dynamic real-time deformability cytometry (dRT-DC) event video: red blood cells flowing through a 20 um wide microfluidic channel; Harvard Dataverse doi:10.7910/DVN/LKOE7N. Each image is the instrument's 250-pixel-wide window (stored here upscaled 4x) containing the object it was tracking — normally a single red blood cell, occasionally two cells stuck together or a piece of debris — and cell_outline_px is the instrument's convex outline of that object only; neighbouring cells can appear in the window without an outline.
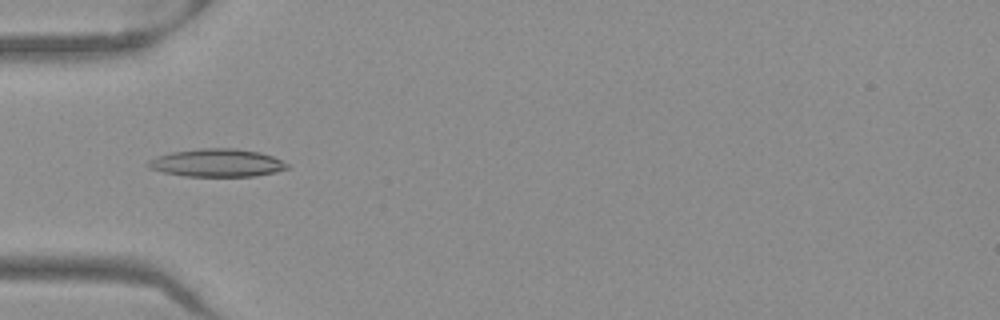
{"species": "Egyptian fruit bat (a non-hibernating species)", "species_latin": "Rousettus aegyptiacus", "temperature_condition": "warm", "stored_images_in_passage": 52, "camera_frame_rate_fps": 3000, "um_per_image_px": 0.085, "frame": {"image": 1, "passage_image": 17, "time_ms": 5.333, "image_size_px": [1000, 320], "cell_outline_px": [[288, 168], [276, 172], [256, 176], [184, 176], [164, 172], [148, 168], [144, 164], [148, 160], [156, 156], [172, 152], [200, 148], [236, 148], [260, 152], [272, 156], [288, 164]], "centroid_in_image_um": [18.41, 13.84], "position_along_channel_um": 66.6, "area_um2": 22.72}}
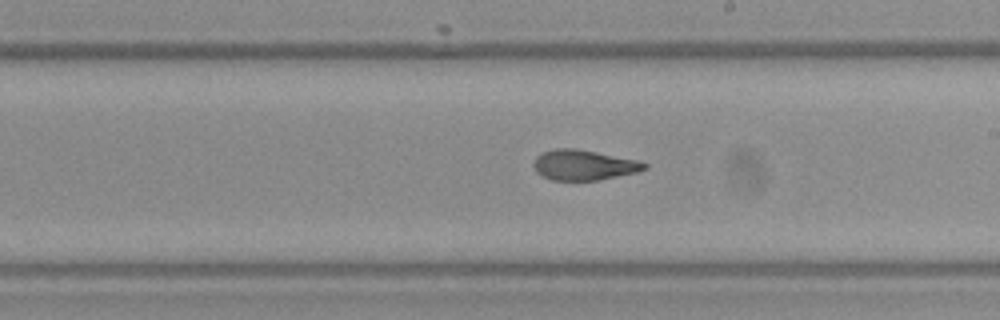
{"frame": {"image": 2, "passage_image": 30, "time_ms": 9.667, "image_size_px": [1000, 320], "cell_outline_px": [[648, 168], [636, 172], [596, 180], [552, 180], [536, 172], [532, 164], [536, 156], [544, 152], [556, 148], [576, 148], [636, 160], [648, 164]], "centroid_in_image_um": [49.59, 14.02], "position_along_channel_um": 239.4, "area_um2": 19.31}}
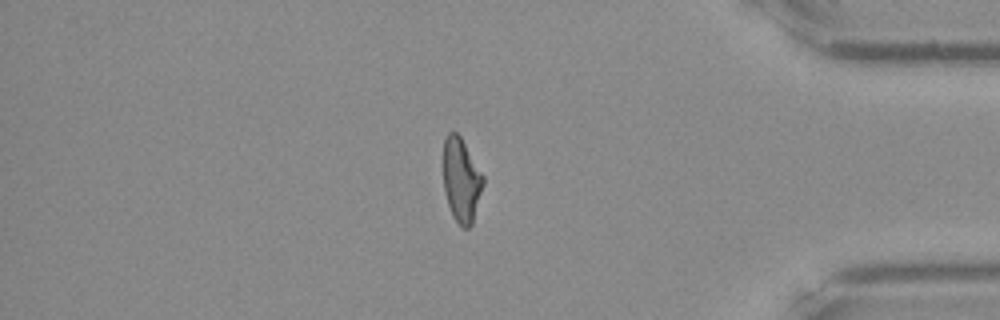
{"frame": {"image": 3, "passage_image": 44, "time_ms": 14.333, "image_size_px": [1000, 320], "cell_outline_px": [[484, 184], [472, 224], [468, 228], [464, 228], [452, 216], [444, 192], [444, 140], [448, 132], [456, 132], [460, 136], [484, 176]], "centroid_in_image_um": [39.22, 15.31], "position_along_channel_um": 396.0, "area_um2": 19.36}, "authors_computed_cell_mechanics": {"area_um2": 20.4034, "velocity_mm_per_s": 3.9861, "shape_relaxation_time_tau1_ms": 5.3446, "shape_relaxation_time_tau2_ms": 1.6736, "deformation_change_tau1": 0.2056, "deformation_change_tau2": 0.096}}